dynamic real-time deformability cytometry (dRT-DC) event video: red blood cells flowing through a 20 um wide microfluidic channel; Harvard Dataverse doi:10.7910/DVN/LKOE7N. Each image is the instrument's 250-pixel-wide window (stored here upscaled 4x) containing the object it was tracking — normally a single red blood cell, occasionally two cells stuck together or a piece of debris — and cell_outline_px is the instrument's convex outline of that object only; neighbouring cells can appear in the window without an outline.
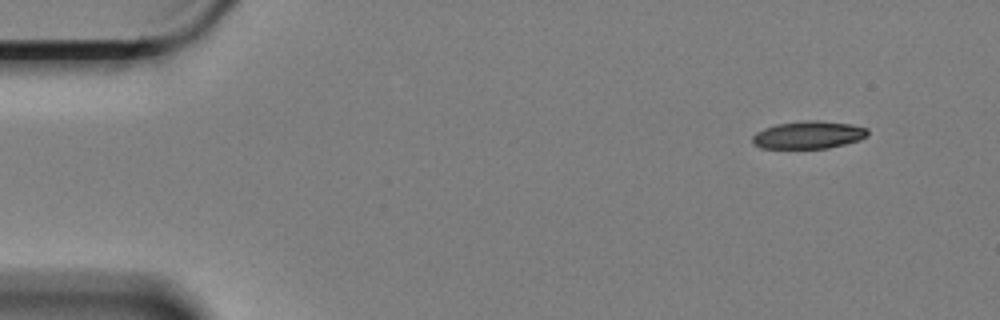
{"species": "Egyptian fruit bat (a non-hibernating species)", "species_latin": "Rousettus aegyptiacus", "temperature_condition": "cold", "stored_images_in_passage": 4, "camera_frame_rate_fps": 3000, "um_per_image_px": 0.085, "animal": {"sex": "female"}, "frame": {"image": 1, "passage_image": 1, "time_ms": 0.0, "image_size_px": [1000, 320], "cell_outline_px": [[868, 136], [860, 140], [828, 148], [760, 148], [752, 144], [752, 136], [756, 132], [764, 128], [776, 124], [804, 120], [816, 120], [852, 124], [868, 128]], "centroid_in_image_um": [68.72, 11.46], "position_along_channel_um": 16.3, "area_um2": 18.73}}